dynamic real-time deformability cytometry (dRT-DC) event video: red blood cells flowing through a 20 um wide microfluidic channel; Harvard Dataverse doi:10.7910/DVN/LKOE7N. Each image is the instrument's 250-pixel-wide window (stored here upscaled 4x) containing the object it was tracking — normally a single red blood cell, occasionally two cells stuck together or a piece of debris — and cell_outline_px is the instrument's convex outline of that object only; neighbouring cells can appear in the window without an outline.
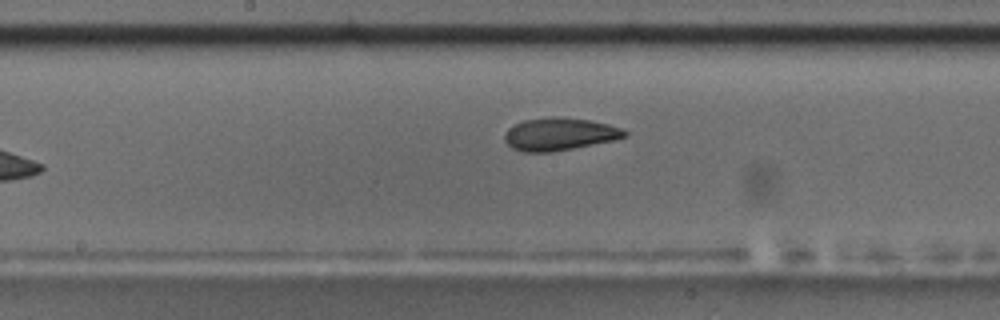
{"species": "common noctule bat (a hibernating species)", "species_latin": "Nyctalus noctula", "temperature_condition": "room temperature", "stored_images_in_passage": 25, "camera_frame_rate_fps": 3000, "um_per_image_px": 0.085, "animal": {"sex": "male", "body_mass_g": 17.5, "forearm_length_mm": 52.3}, "frame": {"image": 1, "passage_image": 11, "time_ms": 3.333, "image_size_px": [1000, 320], "cell_outline_px": [[628, 136], [612, 140], [552, 152], [520, 152], [512, 148], [504, 140], [504, 136], [508, 128], [524, 120], [552, 116], [564, 116], [592, 120], [608, 124], [620, 128], [628, 132]], "centroid_in_image_um": [47.54, 11.39], "position_along_channel_um": 200.7, "area_um2": 22.89}}